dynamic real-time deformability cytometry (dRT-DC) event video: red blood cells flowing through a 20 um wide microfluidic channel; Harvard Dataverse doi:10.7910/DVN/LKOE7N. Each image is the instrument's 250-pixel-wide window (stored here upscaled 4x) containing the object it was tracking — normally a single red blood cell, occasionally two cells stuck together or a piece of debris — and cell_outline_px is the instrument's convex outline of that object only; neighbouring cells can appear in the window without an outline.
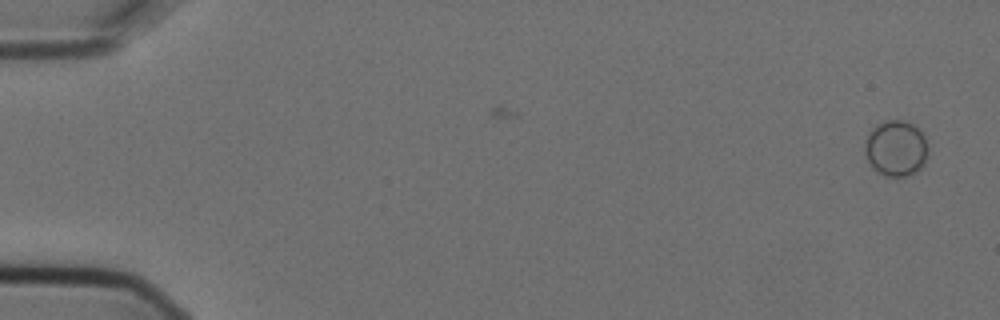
{"species": "Egyptian fruit bat (a non-hibernating species)", "species_latin": "Rousettus aegyptiacus", "temperature_condition": "cold", "stored_images_in_passage": 2, "camera_frame_rate_fps": 3000, "um_per_image_px": 0.085, "animal": {"sex": "female"}, "frame": {"image": 1, "passage_image": 2, "time_ms": 0.333, "image_size_px": [1000, 320], "cell_outline_px": [[928, 156], [924, 164], [916, 172], [908, 176], [896, 180], [884, 176], [872, 168], [864, 152], [864, 148], [868, 136], [872, 128], [876, 124], [888, 120], [904, 120], [912, 124], [924, 136], [928, 144]], "centroid_in_image_um": [76.17, 12.66], "position_along_channel_um": 8.8, "area_um2": 21.04}}